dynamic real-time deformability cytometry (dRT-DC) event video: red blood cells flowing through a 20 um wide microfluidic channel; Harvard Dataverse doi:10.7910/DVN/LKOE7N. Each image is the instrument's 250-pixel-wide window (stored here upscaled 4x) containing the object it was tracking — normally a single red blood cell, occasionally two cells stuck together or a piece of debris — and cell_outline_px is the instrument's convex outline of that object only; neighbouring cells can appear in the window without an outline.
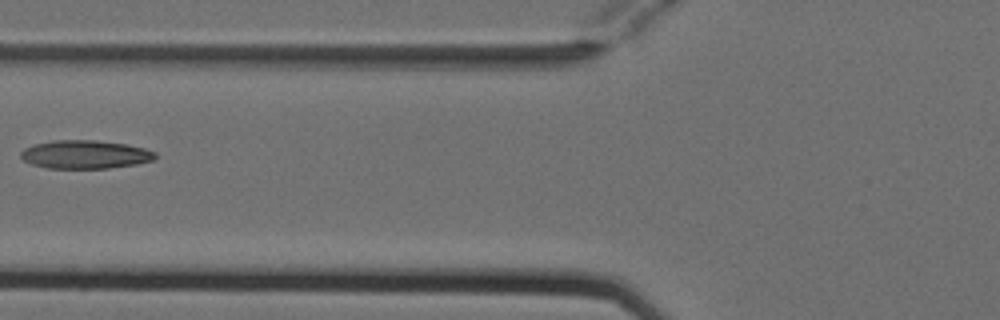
{"species": "Egyptian fruit bat (a non-hibernating species)", "species_latin": "Rousettus aegyptiacus", "temperature_condition": "cold", "stored_images_in_passage": 8, "camera_frame_rate_fps": 3000, "um_per_image_px": 0.085, "animal": {"sex": "female"}, "frame": {"image": 1, "passage_image": 5, "time_ms": 1.333, "image_size_px": [1000, 320], "cell_outline_px": [[156, 156], [152, 160], [136, 164], [108, 168], [48, 168], [32, 164], [24, 160], [20, 156], [20, 152], [24, 148], [32, 144], [52, 140], [96, 140], [124, 144], [144, 148], [156, 152]], "centroid_in_image_um": [7.2, 13.12], "position_along_channel_um": 118.6, "area_um2": 22.2}}
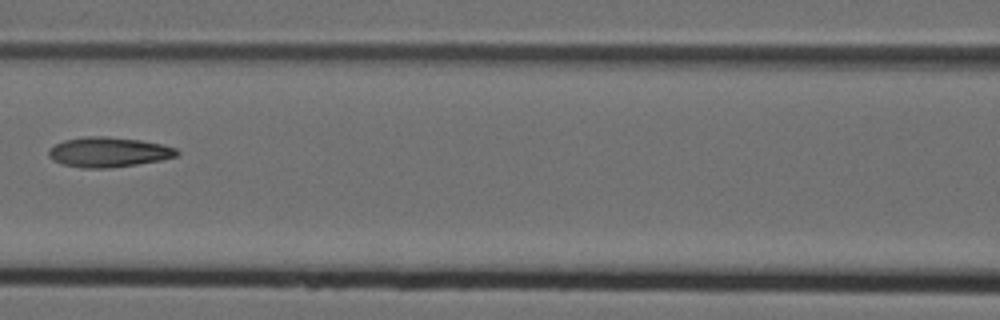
{"frame": {"image": 2, "passage_image": 6, "time_ms": 1.667, "image_size_px": [1000, 320], "cell_outline_px": [[180, 152], [176, 156], [160, 160], [136, 164], [108, 168], [80, 168], [60, 164], [52, 160], [48, 156], [48, 152], [56, 144], [64, 140], [88, 136], [104, 136], [140, 140], [160, 144], [176, 148]], "centroid_in_image_um": [9.19, 12.94], "position_along_channel_um": 157.4, "area_um2": 22.25}}